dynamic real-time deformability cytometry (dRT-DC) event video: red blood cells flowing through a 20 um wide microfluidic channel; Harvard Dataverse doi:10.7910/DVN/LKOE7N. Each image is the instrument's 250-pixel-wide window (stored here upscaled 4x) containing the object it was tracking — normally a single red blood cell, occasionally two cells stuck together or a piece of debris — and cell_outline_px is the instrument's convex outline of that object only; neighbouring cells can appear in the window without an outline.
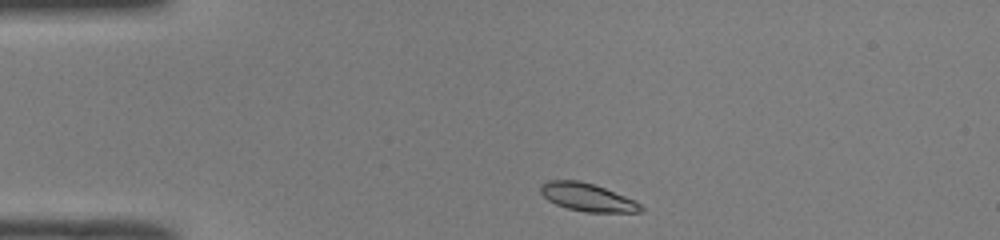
{"species": "common noctule bat (a hibernating species)", "species_latin": "Nyctalus noctula", "temperature_condition": "room temperature", "stored_images_in_passage": 41, "camera_frame_rate_fps": 3000, "um_per_image_px": 0.085, "animal": {"sex": "male", "body_mass_g": 19.0, "forearm_length_mm": 50.8}, "frame": {"image": 1, "passage_image": 1, "time_ms": 0.0, "image_size_px": [1000, 240], "cell_outline_px": [[644, 212], [584, 212], [568, 208], [556, 204], [548, 200], [540, 192], [540, 184], [548, 180], [580, 180], [604, 188], [636, 200], [644, 208]], "centroid_in_image_um": [49.94, 16.77], "position_along_channel_um": 35.1, "area_um2": 16.36}}
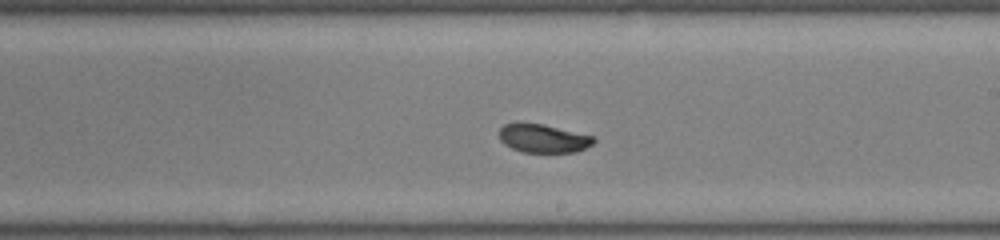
{"frame": {"image": 2, "passage_image": 20, "time_ms": 6.333, "image_size_px": [1000, 240], "cell_outline_px": [[596, 140], [592, 144], [576, 152], [520, 152], [504, 144], [500, 140], [500, 128], [504, 124], [544, 124], [596, 136]], "centroid_in_image_um": [46.22, 11.77], "position_along_channel_um": 242.8, "area_um2": 15.61}}
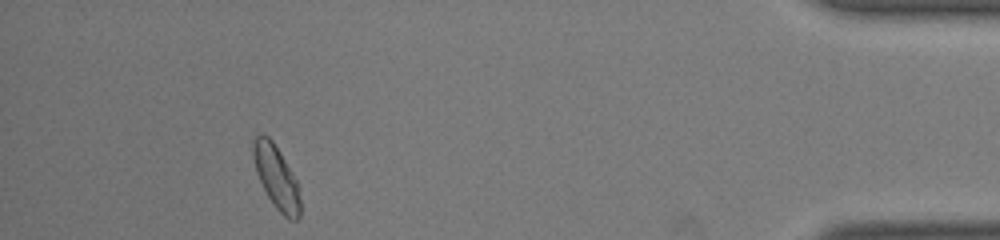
{"frame": {"image": 3, "passage_image": 37, "time_ms": 12.0, "image_size_px": [1000, 240], "cell_outline_px": [[300, 216], [296, 220], [288, 220], [276, 208], [268, 196], [256, 172], [252, 156], [252, 140], [256, 136], [268, 136], [272, 140], [280, 152], [296, 180], [300, 200]], "centroid_in_image_um": [23.48, 15.07], "position_along_channel_um": 411.7, "area_um2": 17.05}, "authors_computed_cell_mechanics": {"area_um2": 16.6464, "velocity_mm_per_s": 3.9771, "shape_relaxation_time_tau1_ms": 2.9145, "shape_relaxation_time_tau2_ms": null, "deformation_change_tau1": 0.1173, "deformation_change_tau2": null}}